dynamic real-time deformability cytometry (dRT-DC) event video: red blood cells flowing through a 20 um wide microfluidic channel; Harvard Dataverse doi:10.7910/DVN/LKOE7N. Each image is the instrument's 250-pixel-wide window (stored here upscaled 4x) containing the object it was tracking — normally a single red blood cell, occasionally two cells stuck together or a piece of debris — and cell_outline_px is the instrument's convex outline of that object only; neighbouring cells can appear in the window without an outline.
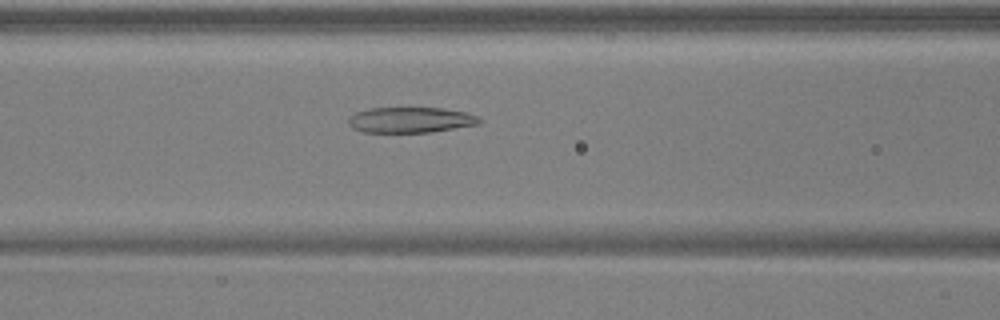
{"species": "common noctule bat (a hibernating species)", "species_latin": "Nyctalus noctula", "temperature_condition": "warm", "stored_images_in_passage": 44, "camera_frame_rate_fps": 3000, "um_per_image_px": 0.085, "animal": {"sex": "male", "body_mass_g": 17.9, "forearm_length_mm": 54.2}, "frame": {"image": 1, "passage_image": 14, "time_ms": 4.333, "image_size_px": [1000, 320], "cell_outline_px": [[484, 120], [480, 124], [432, 132], [364, 132], [352, 128], [348, 124], [348, 120], [356, 112], [368, 108], [440, 108], [464, 112], [480, 116]], "centroid_in_image_um": [34.94, 10.2], "position_along_channel_um": 131.7, "area_um2": 19.59}}
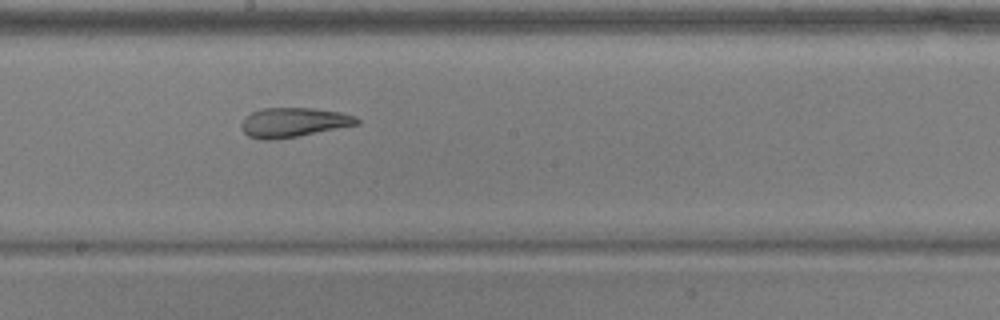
{"frame": {"image": 2, "passage_image": 21, "time_ms": 6.667, "image_size_px": [1000, 320], "cell_outline_px": [[360, 124], [276, 140], [260, 140], [248, 136], [240, 128], [240, 124], [244, 116], [260, 108], [316, 108], [340, 112], [356, 116], [360, 120]], "centroid_in_image_um": [24.91, 10.4], "position_along_channel_um": 223.3, "area_um2": 20.11}}
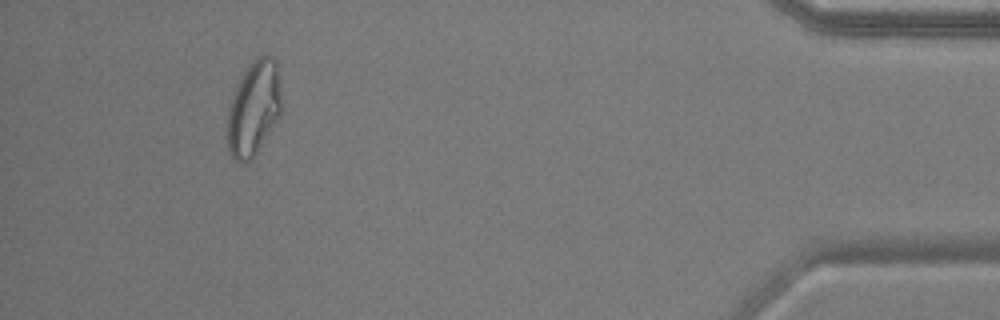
{"frame": {"image": 3, "passage_image": 40, "time_ms": 13.0, "image_size_px": [1000, 320], "cell_outline_px": [[280, 116], [252, 160], [244, 164], [240, 164], [228, 152], [228, 108], [232, 96], [244, 72], [252, 60], [256, 56], [264, 52], [268, 52], [276, 60], [280, 88]], "centroid_in_image_um": [21.57, 9.19], "position_along_channel_um": 413.6, "area_um2": 30.0}, "authors_computed_cell_mechanics": {"area_um2": 23.5535, "velocity_mm_per_s": 3.9232, "shape_relaxation_time_tau1_ms": null, "shape_relaxation_time_tau2_ms": 2.1587, "deformation_change_tau1": null, "deformation_change_tau2": 0.1077}}